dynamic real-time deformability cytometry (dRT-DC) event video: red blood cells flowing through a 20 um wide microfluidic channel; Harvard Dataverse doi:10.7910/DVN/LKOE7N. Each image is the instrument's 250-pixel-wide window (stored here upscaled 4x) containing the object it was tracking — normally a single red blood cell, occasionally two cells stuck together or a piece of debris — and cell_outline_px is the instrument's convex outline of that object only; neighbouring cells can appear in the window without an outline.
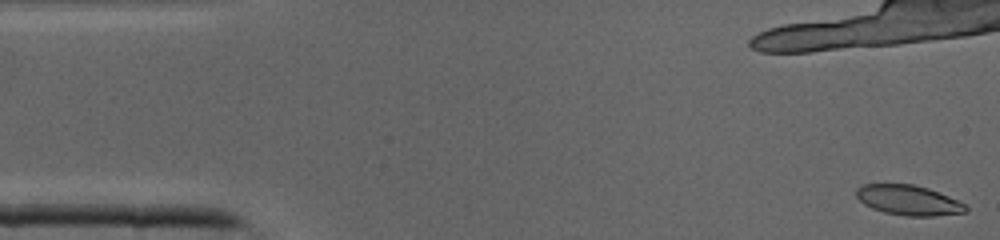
{"species": "common noctule bat (a hibernating species)", "species_latin": "Nyctalus noctula", "temperature_condition": "cold", "stored_images_in_passage": 17, "camera_frame_rate_fps": 3000, "um_per_image_px": 0.085, "animal": {"sex": "male", "body_mass_g": 19.0, "forearm_length_mm": 50.8}, "frame": {"image": 1, "passage_image": 1, "time_ms": 0.0, "image_size_px": [1000, 240], "cell_outline_px": [[968, 212], [936, 216], [904, 216], [884, 212], [872, 208], [864, 204], [856, 196], [856, 188], [864, 184], [912, 184], [928, 188], [948, 196], [964, 204], [968, 208]], "centroid_in_image_um": [77.22, 17.02], "position_along_channel_um": 7.8, "area_um2": 19.13}}